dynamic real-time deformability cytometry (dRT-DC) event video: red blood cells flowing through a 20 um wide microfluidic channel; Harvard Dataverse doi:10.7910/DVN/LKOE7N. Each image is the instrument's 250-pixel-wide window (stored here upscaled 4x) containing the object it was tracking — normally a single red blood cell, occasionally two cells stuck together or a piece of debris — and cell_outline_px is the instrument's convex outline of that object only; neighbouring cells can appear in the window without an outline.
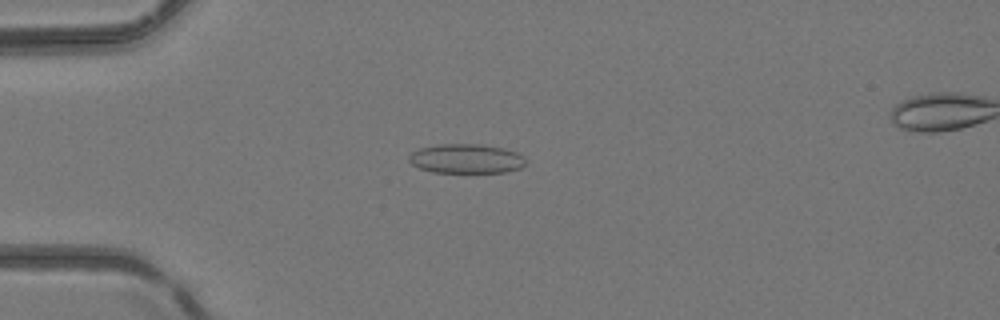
{"species": "common noctule bat (a hibernating species)", "species_latin": "Nyctalus noctula", "temperature_condition": "room temperature", "stored_images_in_passage": 51, "camera_frame_rate_fps": 3000, "um_per_image_px": 0.085, "animal": {"sex": "female", "body_mass_g": 24.6, "forearm_length_mm": 56.2}, "frame": {"image": 1, "passage_image": 15, "time_ms": 4.667, "image_size_px": [1000, 320], "cell_outline_px": [[528, 160], [520, 168], [508, 172], [432, 172], [420, 168], [412, 164], [408, 160], [408, 156], [412, 152], [420, 148], [436, 144], [480, 144], [500, 148], [516, 152], [524, 156]], "centroid_in_image_um": [39.63, 13.49], "position_along_channel_um": 45.4, "area_um2": 20.0}}
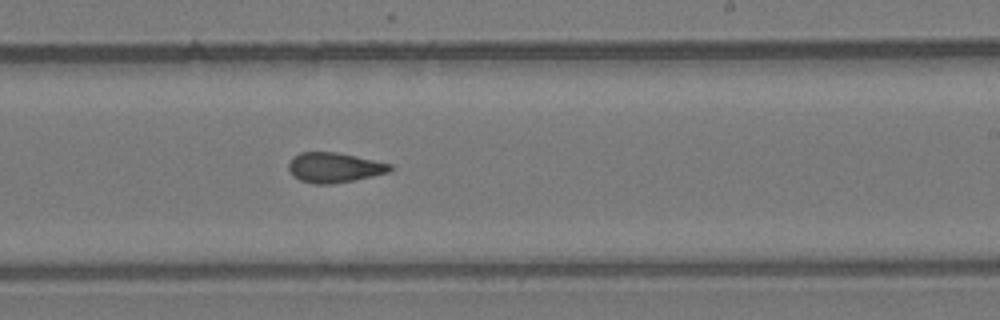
{"frame": {"image": 2, "passage_image": 32, "time_ms": 10.333, "image_size_px": [1000, 320], "cell_outline_px": [[392, 168], [388, 172], [372, 176], [332, 184], [316, 184], [300, 180], [292, 176], [288, 168], [288, 164], [292, 156], [300, 152], [336, 152], [356, 156], [392, 164]], "centroid_in_image_um": [28.37, 14.23], "position_along_channel_um": 260.6, "area_um2": 17.69}}
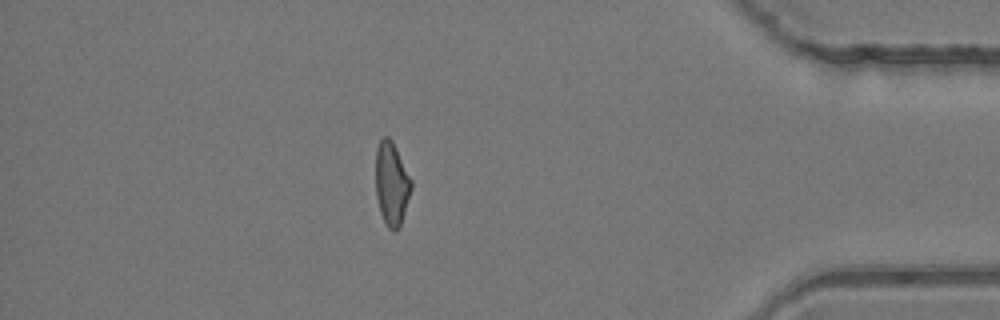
{"frame": {"image": 3, "passage_image": 45, "time_ms": 14.667, "image_size_px": [1000, 320], "cell_outline_px": [[412, 188], [400, 228], [396, 232], [392, 232], [388, 228], [380, 212], [376, 196], [376, 148], [380, 140], [384, 136], [388, 136], [392, 140], [412, 180]], "centroid_in_image_um": [33.29, 15.64], "position_along_channel_um": 401.9, "area_um2": 17.46}, "authors_computed_cell_mechanics": {"area_um2": 18.0336, "velocity_mm_per_s": 4.1937, "shape_relaxation_time_tau1_ms": null, "shape_relaxation_time_tau2_ms": 1.7986, "deformation_change_tau1": null, "deformation_change_tau2": 0.0886}}